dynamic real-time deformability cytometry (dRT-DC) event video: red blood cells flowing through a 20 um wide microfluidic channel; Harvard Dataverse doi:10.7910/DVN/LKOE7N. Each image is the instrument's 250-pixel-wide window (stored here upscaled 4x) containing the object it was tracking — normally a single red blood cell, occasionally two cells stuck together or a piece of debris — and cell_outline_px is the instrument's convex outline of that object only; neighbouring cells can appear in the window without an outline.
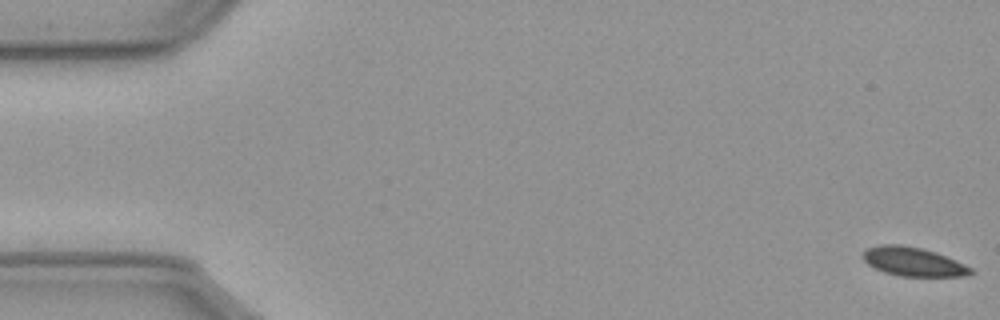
{"species": "common noctule bat (a hibernating species)", "species_latin": "Nyctalus noctula", "temperature_condition": "cold", "stored_images_in_passage": 58, "camera_frame_rate_fps": 3000, "um_per_image_px": 0.085, "animal": {"sex": "male", "body_mass_g": 23.1, "forearm_length_mm": 52.7}, "frame": {"image": 1, "passage_image": 1, "time_ms": 0.0, "image_size_px": [1000, 320], "cell_outline_px": [[976, 272], [968, 276], [900, 276], [884, 272], [868, 264], [860, 256], [868, 248], [880, 244], [900, 244], [920, 248], [936, 252], [972, 268]], "centroid_in_image_um": [77.62, 22.24], "position_along_channel_um": 7.4, "area_um2": 18.09}}
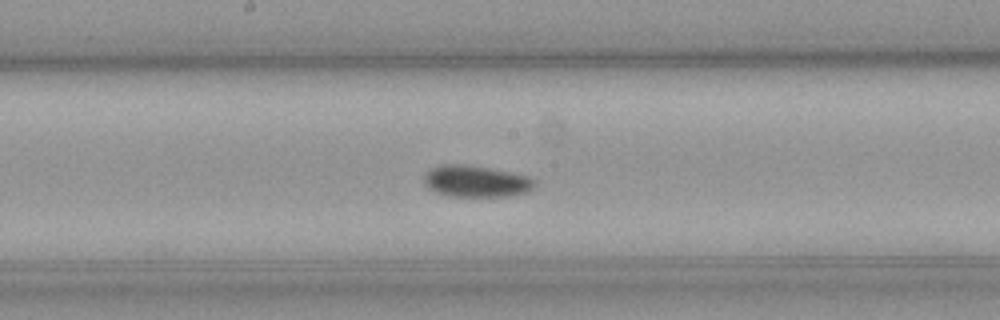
{"frame": {"image": 2, "passage_image": 30, "time_ms": 9.667, "image_size_px": [1000, 320], "cell_outline_px": [[536, 184], [528, 192], [508, 196], [448, 196], [436, 192], [428, 188], [424, 184], [424, 176], [432, 168], [444, 164], [464, 164], [488, 168], [528, 176], [536, 180]], "centroid_in_image_um": [40.47, 15.42], "position_along_channel_um": 207.7, "area_um2": 20.23}}
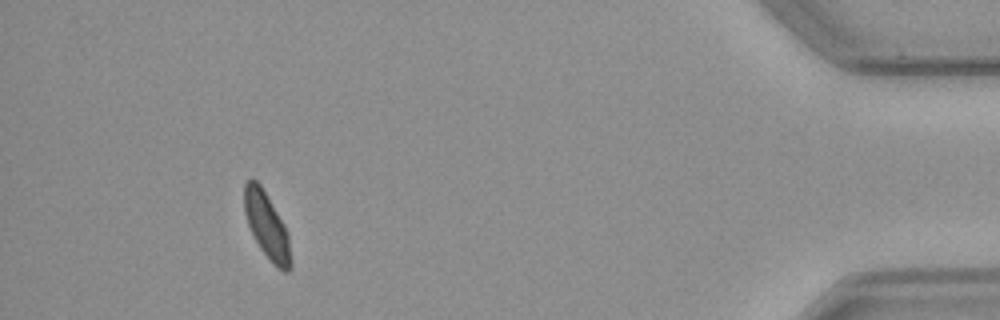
{"frame": {"image": 3, "passage_image": 53, "time_ms": 17.333, "image_size_px": [1000, 320], "cell_outline_px": [[292, 268], [288, 272], [284, 272], [276, 268], [272, 264], [260, 248], [248, 224], [244, 212], [244, 184], [248, 180], [256, 180], [260, 184], [284, 224], [288, 232], [292, 260]], "centroid_in_image_um": [22.71, 19.25], "position_along_channel_um": 412.5, "area_um2": 17.92}, "authors_computed_cell_mechanics": {"area_um2": 19.2185, "velocity_mm_per_s": 3.5724, "shape_relaxation_time_tau1_ms": 11.1489, "shape_relaxation_time_tau2_ms": null, "deformation_change_tau1": 0.1336, "deformation_change_tau2": null}}